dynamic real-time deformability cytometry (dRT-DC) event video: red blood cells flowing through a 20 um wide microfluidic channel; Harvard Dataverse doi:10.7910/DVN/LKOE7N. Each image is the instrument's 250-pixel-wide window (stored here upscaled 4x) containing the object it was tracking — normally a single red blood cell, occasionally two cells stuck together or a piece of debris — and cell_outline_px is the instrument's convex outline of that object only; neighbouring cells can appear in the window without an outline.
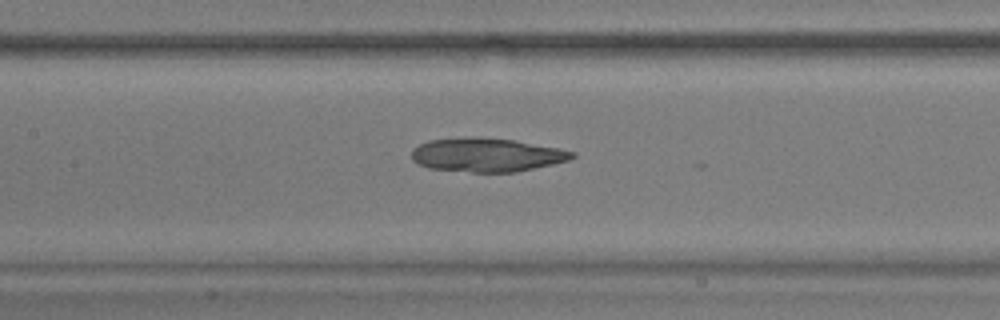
{"species": "common noctule bat (a hibernating species)", "species_latin": "Nyctalus noctula", "temperature_condition": "warm", "stored_images_in_passage": 50, "camera_frame_rate_fps": 3000, "um_per_image_px": 0.085, "animal": {"sex": "male", "body_mass_g": 17.9}, "frame": {"image": 1, "passage_image": 21, "time_ms": 6.667, "image_size_px": [1000, 320], "cell_outline_px": [[576, 156], [568, 160], [552, 164], [516, 172], [472, 172], [428, 168], [416, 164], [412, 160], [412, 148], [428, 140], [464, 136], [472, 136], [516, 140], [576, 152]], "centroid_in_image_um": [41.31, 13.15], "position_along_channel_um": 166.1, "area_um2": 31.79}}
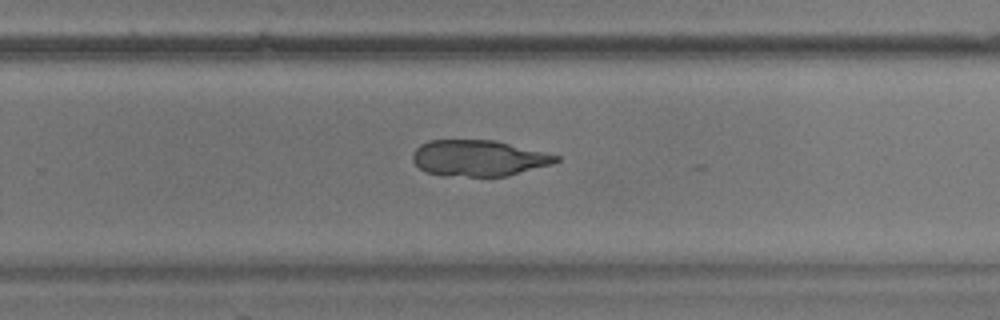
{"frame": {"image": 2, "passage_image": 31, "time_ms": 10.0, "image_size_px": [1000, 320], "cell_outline_px": [[560, 160], [552, 164], [508, 176], [444, 176], [424, 172], [412, 160], [412, 156], [416, 148], [420, 144], [428, 140], [496, 140], [560, 156]], "centroid_in_image_um": [40.67, 13.44], "position_along_channel_um": 289.1, "area_um2": 30.29}}
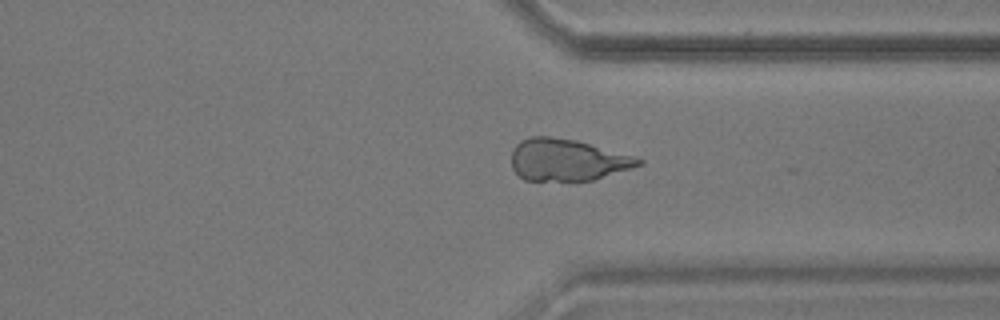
{"frame": {"image": 3, "passage_image": 37, "time_ms": 12.0, "image_size_px": [1000, 320], "cell_outline_px": [[644, 164], [632, 168], [592, 180], [524, 180], [512, 168], [512, 152], [516, 144], [520, 140], [532, 136], [548, 136], [576, 140], [636, 156], [644, 160]], "centroid_in_image_um": [48.24, 13.58], "position_along_channel_um": 363.2, "area_um2": 30.92}}